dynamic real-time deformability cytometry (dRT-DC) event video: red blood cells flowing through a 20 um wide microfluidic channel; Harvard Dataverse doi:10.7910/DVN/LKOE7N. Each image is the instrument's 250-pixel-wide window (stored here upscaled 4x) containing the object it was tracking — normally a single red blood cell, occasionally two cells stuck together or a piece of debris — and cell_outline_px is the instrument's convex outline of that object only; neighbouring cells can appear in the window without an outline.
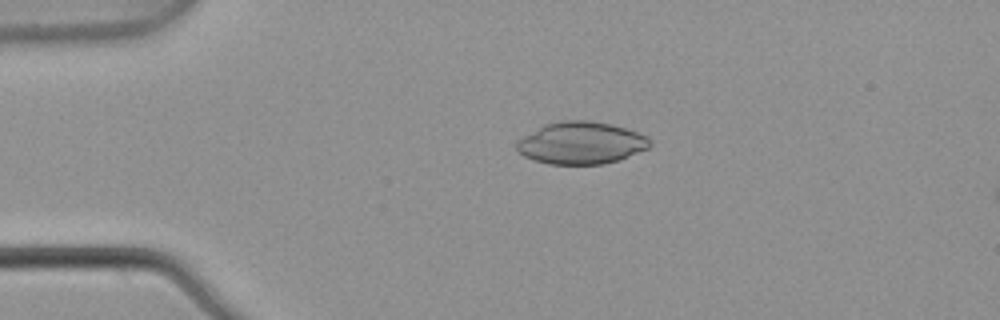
{"species": "common noctule bat (a hibernating species)", "species_latin": "Nyctalus noctula", "temperature_condition": "warm", "stored_images_in_passage": 5, "camera_frame_rate_fps": 3000, "um_per_image_px": 0.085, "animal": {"sex": "male", "body_mass_g": 21.5, "forearm_length_mm": 52.0}, "frame": {"image": 1, "passage_image": 4, "time_ms": 1.0, "image_size_px": [1000, 320], "cell_outline_px": [[652, 144], [648, 148], [620, 160], [604, 164], [548, 164], [532, 160], [524, 156], [516, 148], [516, 144], [524, 136], [544, 124], [560, 120], [588, 120], [612, 124], [648, 136], [652, 140]], "centroid_in_image_um": [49.42, 12.15], "position_along_channel_um": 35.6, "area_um2": 32.89}}